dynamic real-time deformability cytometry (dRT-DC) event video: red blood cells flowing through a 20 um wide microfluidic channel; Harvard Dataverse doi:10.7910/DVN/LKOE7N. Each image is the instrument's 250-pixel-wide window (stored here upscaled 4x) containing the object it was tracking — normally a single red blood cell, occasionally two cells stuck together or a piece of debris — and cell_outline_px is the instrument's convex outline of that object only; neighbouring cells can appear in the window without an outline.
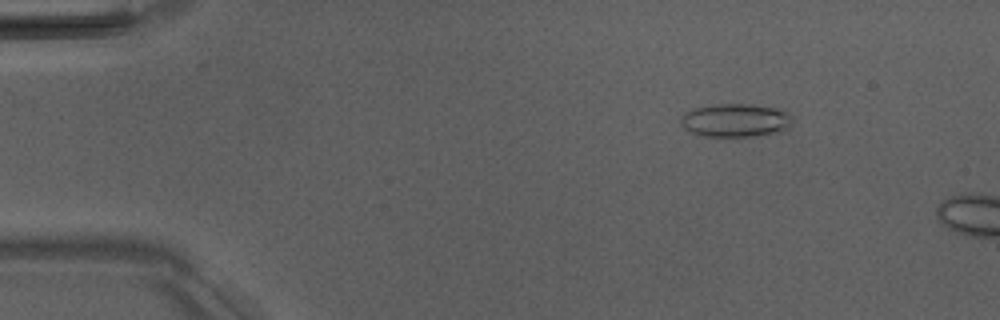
{"species": "Egyptian fruit bat (a non-hibernating species)", "species_latin": "Rousettus aegyptiacus", "temperature_condition": "room temperature", "stored_images_in_passage": 3, "camera_frame_rate_fps": 3000, "um_per_image_px": 0.085, "animal": {"sex": "male"}, "frame": {"image": 1, "passage_image": 1, "time_ms": 0.0, "image_size_px": [1000, 320], "cell_outline_px": [[792, 116], [788, 128], [780, 132], [756, 136], [700, 136], [688, 132], [680, 124], [680, 116], [684, 112], [692, 108], [712, 104], [748, 104], [776, 108], [788, 112]], "centroid_in_image_um": [62.45, 10.23], "position_along_channel_um": 22.5, "area_um2": 22.02}}